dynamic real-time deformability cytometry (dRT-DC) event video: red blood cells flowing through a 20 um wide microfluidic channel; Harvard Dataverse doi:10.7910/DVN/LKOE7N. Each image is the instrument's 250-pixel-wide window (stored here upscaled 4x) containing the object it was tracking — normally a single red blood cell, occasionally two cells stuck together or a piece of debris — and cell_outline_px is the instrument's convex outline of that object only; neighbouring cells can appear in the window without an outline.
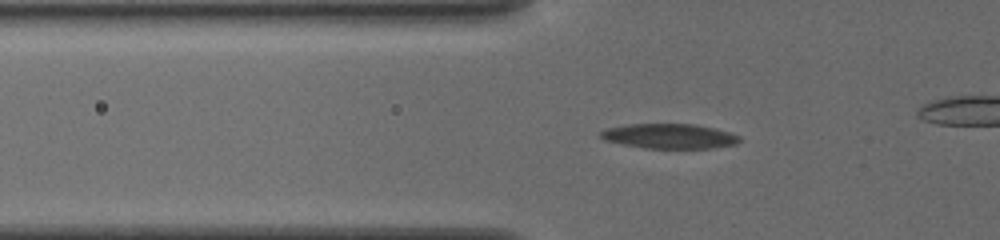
{"species": "common noctule bat (a hibernating species)", "species_latin": "Nyctalus noctula", "temperature_condition": "cold", "stored_images_in_passage": 55, "camera_frame_rate_fps": 3000, "um_per_image_px": 0.085, "animal": {"sex": "female", "body_mass_g": 19.5, "forearm_length_mm": 54.1}, "frame": {"image": 1, "passage_image": 18, "time_ms": 5.667, "image_size_px": [1000, 240], "cell_outline_px": [[740, 140], [736, 144], [708, 148], [644, 148], [604, 140], [600, 136], [600, 132], [608, 128], [628, 124], [692, 124], [712, 128], [728, 132], [740, 136]], "centroid_in_image_um": [56.88, 11.57], "position_along_channel_um": 68.9, "area_um2": 19.77}}
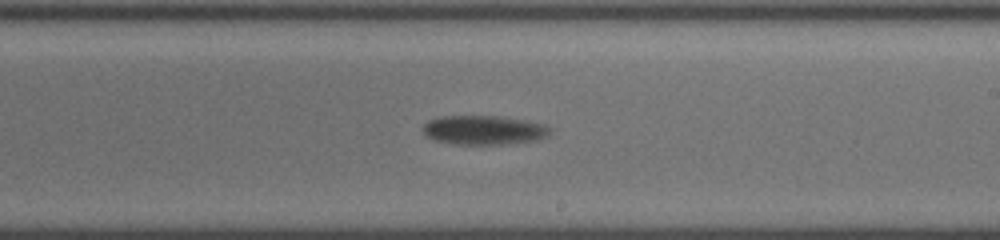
{"frame": {"image": 2, "passage_image": 33, "time_ms": 10.667, "image_size_px": [1000, 240], "cell_outline_px": [[548, 136], [536, 140], [504, 144], [456, 144], [436, 140], [428, 136], [424, 132], [424, 124], [428, 120], [436, 116], [500, 116], [524, 120], [540, 124], [548, 128]], "centroid_in_image_um": [41.08, 11.05], "position_along_channel_um": 247.9, "area_um2": 21.27}}
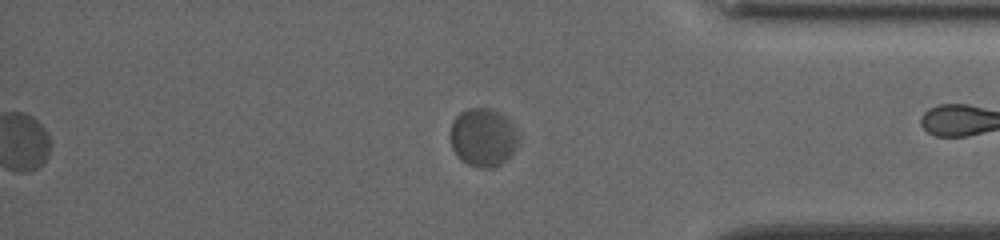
{"frame": {"image": 3, "passage_image": 46, "time_ms": 15.0, "image_size_px": [1000, 240], "cell_outline_px": [[516, 148], [500, 164], [492, 168], [476, 168], [460, 160], [452, 148], [448, 136], [452, 120], [460, 112], [468, 108], [492, 108], [508, 116], [516, 132]], "centroid_in_image_um": [41.0, 11.66], "position_along_channel_um": 394.2, "area_um2": 23.41}, "authors_computed_cell_mechanics": {"area_um2": 21.2704, "velocity_mm_per_s": 3.6797, "shape_relaxation_time_tau1_ms": 3.041, "shape_relaxation_time_tau2_ms": null, "deformation_change_tau1": 0.0803, "deformation_change_tau2": null}}